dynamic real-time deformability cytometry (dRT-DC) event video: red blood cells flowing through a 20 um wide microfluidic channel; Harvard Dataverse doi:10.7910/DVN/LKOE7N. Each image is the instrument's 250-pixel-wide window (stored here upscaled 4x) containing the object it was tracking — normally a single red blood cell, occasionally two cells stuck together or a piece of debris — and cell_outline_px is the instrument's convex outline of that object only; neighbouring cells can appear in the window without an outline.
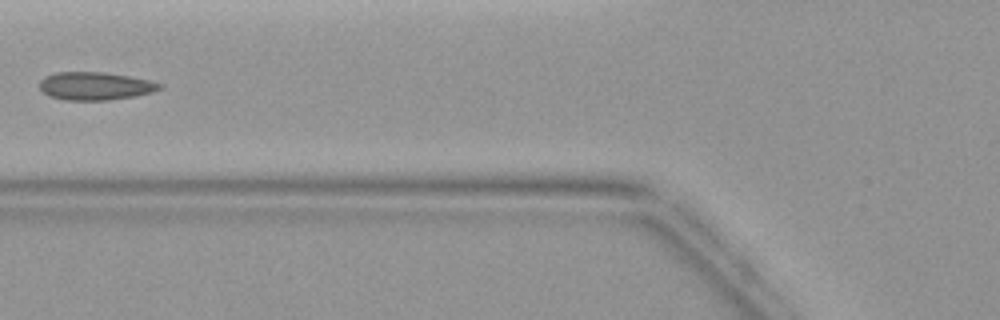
{"species": "common noctule bat (a hibernating species)", "species_latin": "Nyctalus noctula", "temperature_condition": "warm", "stored_images_in_passage": 4, "camera_frame_rate_fps": 3000, "um_per_image_px": 0.085, "animal": {"sex": "female", "body_mass_g": 19.9}, "frame": {"image": 1, "passage_image": 4, "time_ms": 3.667, "image_size_px": [1000, 320], "cell_outline_px": [[164, 88], [152, 92], [136, 96], [108, 100], [64, 100], [48, 96], [40, 88], [40, 80], [44, 76], [56, 72], [104, 72], [128, 76], [148, 80], [164, 84]], "centroid_in_image_um": [8.1, 7.31], "position_along_channel_um": 117.7, "area_um2": 19.71}}